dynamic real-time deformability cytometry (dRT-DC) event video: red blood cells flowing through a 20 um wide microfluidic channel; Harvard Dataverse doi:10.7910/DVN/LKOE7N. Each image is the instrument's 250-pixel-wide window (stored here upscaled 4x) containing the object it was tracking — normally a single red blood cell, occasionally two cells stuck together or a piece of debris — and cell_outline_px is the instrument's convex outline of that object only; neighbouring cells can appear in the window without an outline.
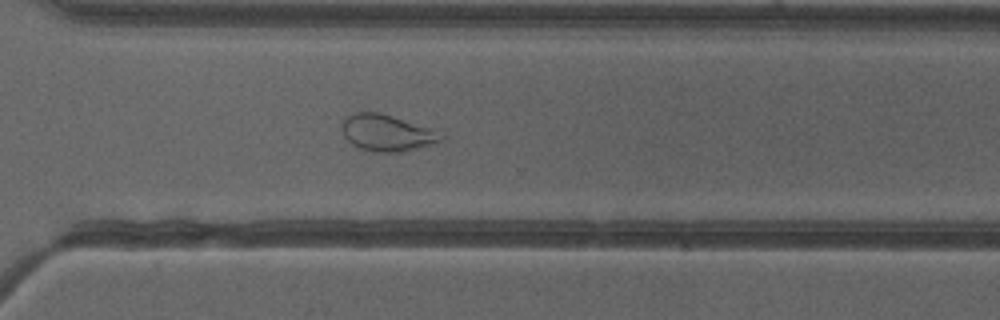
{"species": "common noctule bat (a hibernating species)", "species_latin": "Nyctalus noctula", "temperature_condition": "cold", "stored_images_in_passage": 51, "camera_frame_rate_fps": 3000, "um_per_image_px": 0.085, "animal": {"sex": "female"}, "frame": {"image": 1, "passage_image": 37, "time_ms": 12.0, "image_size_px": [1000, 320], "cell_outline_px": [[444, 140], [440, 144], [400, 152], [372, 152], [360, 148], [352, 144], [344, 136], [340, 128], [340, 124], [344, 116], [356, 112], [380, 112], [436, 128], [444, 136]], "centroid_in_image_um": [32.95, 11.29], "position_along_channel_um": 337.6, "area_um2": 22.02}, "authors_computed_cell_mechanics": {"area_um2": 27.3394, "velocity_mm_per_s": 3.9767, "shape_relaxation_time_tau1_ms": null, "shape_relaxation_time_tau2_ms": 1.335, "deformation_change_tau1": null, "deformation_change_tau2": 0.0742}}